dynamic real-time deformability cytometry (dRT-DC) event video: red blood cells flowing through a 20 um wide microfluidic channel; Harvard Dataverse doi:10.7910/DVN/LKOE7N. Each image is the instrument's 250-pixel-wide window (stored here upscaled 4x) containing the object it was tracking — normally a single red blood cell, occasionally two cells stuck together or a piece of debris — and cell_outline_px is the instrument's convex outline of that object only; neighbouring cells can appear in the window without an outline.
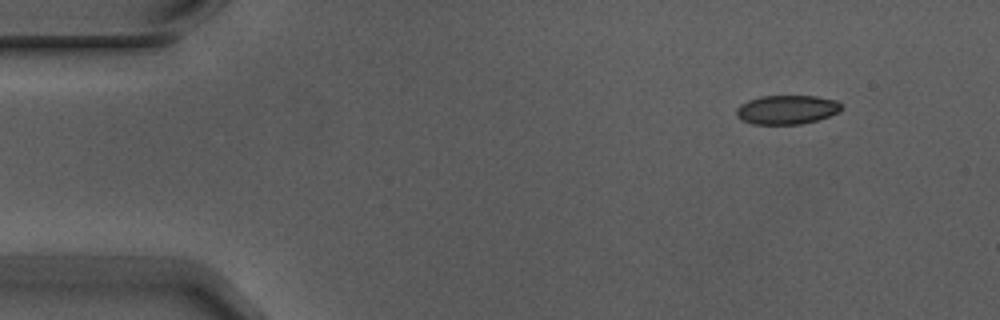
{"species": "Egyptian fruit bat (a non-hibernating species)", "species_latin": "Rousettus aegyptiacus", "temperature_condition": "warm", "stored_images_in_passage": 7, "camera_frame_rate_fps": 3000, "um_per_image_px": 0.085, "animal": {"sex": "male"}, "frame": {"image": 1, "passage_image": 1, "time_ms": 0.0, "image_size_px": [1000, 320], "cell_outline_px": [[844, 108], [840, 112], [816, 120], [800, 124], [752, 124], [740, 120], [736, 116], [736, 108], [740, 104], [748, 100], [760, 96], [816, 96], [836, 100]], "centroid_in_image_um": [66.86, 9.32], "position_along_channel_um": 18.1, "area_um2": 17.92}}
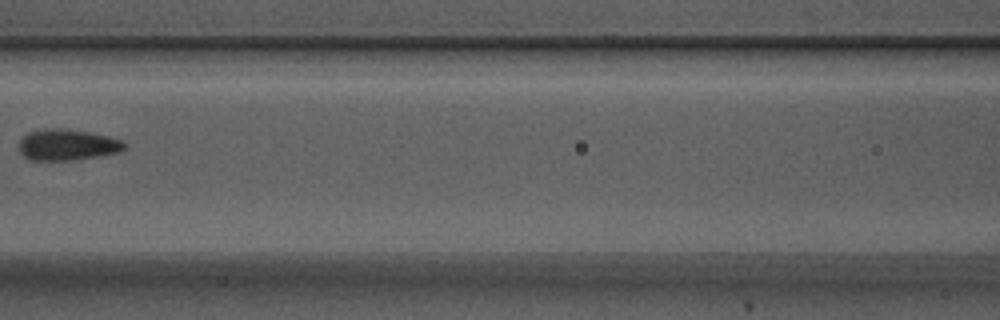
{"frame": {"image": 2, "passage_image": 6, "time_ms": 1.667, "image_size_px": [1000, 320], "cell_outline_px": [[128, 144], [120, 152], [76, 160], [28, 160], [20, 152], [20, 140], [28, 132], [44, 128], [60, 128], [88, 132], [108, 136], [120, 140]], "centroid_in_image_um": [5.71, 12.31], "position_along_channel_um": 160.9, "area_um2": 19.13}}
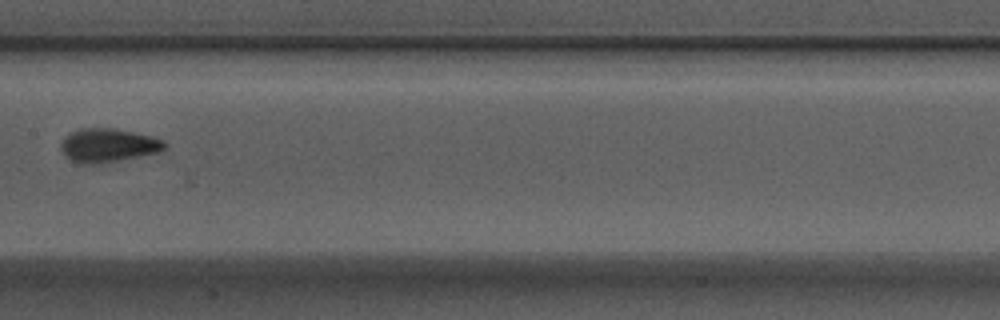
{"frame": {"image": 3, "passage_image": 7, "time_ms": 2.0, "image_size_px": [1000, 320], "cell_outline_px": [[168, 148], [156, 152], [116, 160], [88, 164], [72, 160], [64, 156], [60, 148], [60, 144], [72, 132], [80, 128], [112, 128], [152, 136], [164, 140], [168, 144]], "centroid_in_image_um": [9.21, 12.33], "position_along_channel_um": 198.2, "area_um2": 19.83}}